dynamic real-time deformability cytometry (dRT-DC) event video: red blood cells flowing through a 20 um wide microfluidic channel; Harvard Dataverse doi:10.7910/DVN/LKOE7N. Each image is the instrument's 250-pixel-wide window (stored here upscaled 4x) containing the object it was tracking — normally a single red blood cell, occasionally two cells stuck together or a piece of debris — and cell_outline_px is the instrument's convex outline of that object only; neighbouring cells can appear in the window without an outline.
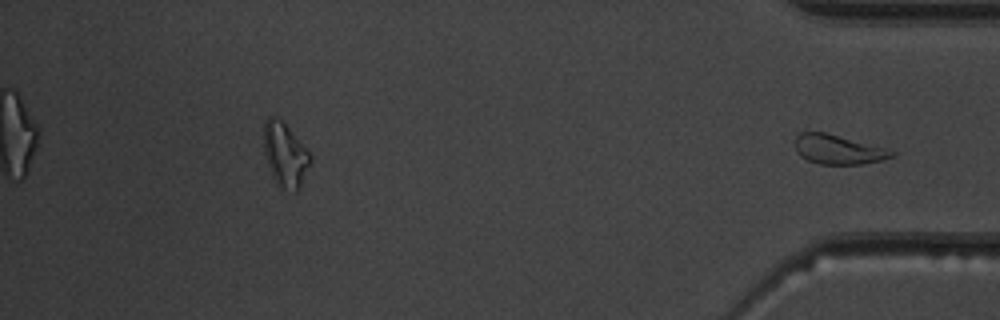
{"species": "common noctule bat (a hibernating species)", "species_latin": "Nyctalus noctula", "temperature_condition": "warm", "stored_images_in_passage": 39, "segment_of_instrument_passage": [2, 2], "camera_frame_rate_fps": 3000, "um_per_image_px": 0.085, "animal": {"sex": "male", "body_mass_g": 19.5, "forearm_length_mm": 54.6}, "frame": {"image": 1, "passage_image": 39, "time_ms": 12.667, "image_size_px": [1000, 320], "cell_outline_px": [[896, 156], [884, 160], [860, 164], [820, 164], [808, 160], [800, 156], [796, 152], [796, 136], [800, 132], [824, 132], [884, 148], [896, 152]], "centroid_in_image_um": [71.25, 12.72], "position_along_channel_um": 364.0, "area_um2": 16.36}}